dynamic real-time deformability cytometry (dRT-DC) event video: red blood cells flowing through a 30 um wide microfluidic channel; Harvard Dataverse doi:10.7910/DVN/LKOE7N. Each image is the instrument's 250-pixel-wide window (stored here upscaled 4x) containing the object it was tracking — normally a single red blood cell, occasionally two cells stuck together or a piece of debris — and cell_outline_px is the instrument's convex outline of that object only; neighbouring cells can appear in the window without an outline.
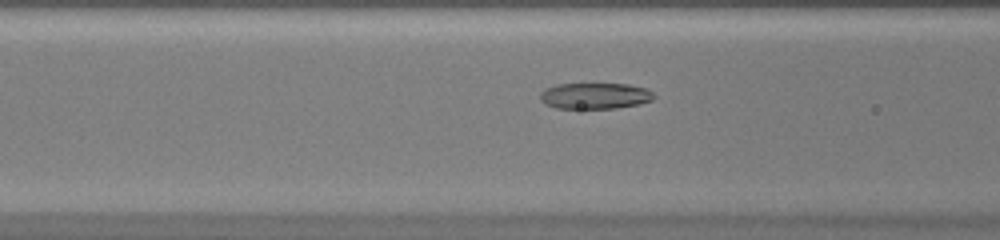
{"species": "common noctule bat (a hibernating species)", "species_latin": "Nyctalus noctula", "temperature_condition": "warm", "stored_images_in_passage": 43, "camera_frame_rate_fps": 3000, "um_per_image_px": 0.085, "animal": {"sex": "female", "body_mass_g": 20.0, "forearm_length_mm": 54.0}, "frame": {"image": 1, "passage_image": 16, "time_ms": 5.0, "image_size_px": [1000, 240], "cell_outline_px": [[656, 96], [652, 100], [640, 104], [616, 108], [556, 108], [544, 104], [540, 100], [540, 92], [544, 88], [556, 84], [628, 84], [644, 88], [652, 92]], "centroid_in_image_um": [50.54, 8.15], "position_along_channel_um": 116.1, "area_um2": 17.4}}
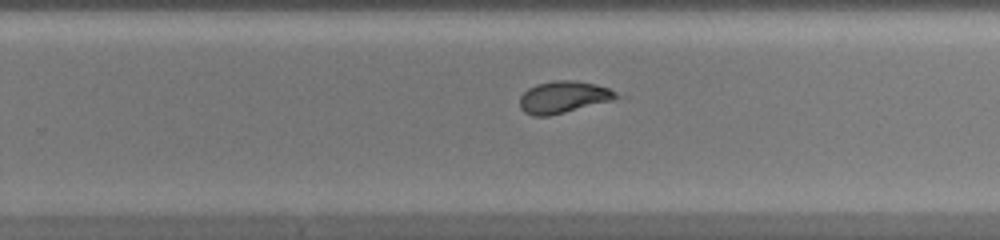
{"frame": {"image": 2, "passage_image": 27, "time_ms": 8.667, "image_size_px": [1000, 240], "cell_outline_px": [[624, 96], [612, 100], [548, 116], [532, 116], [524, 112], [520, 108], [520, 96], [528, 88], [536, 84], [556, 80], [572, 80], [596, 84], [608, 88]], "centroid_in_image_um": [47.89, 8.25], "position_along_channel_um": 281.9, "area_um2": 17.92}}
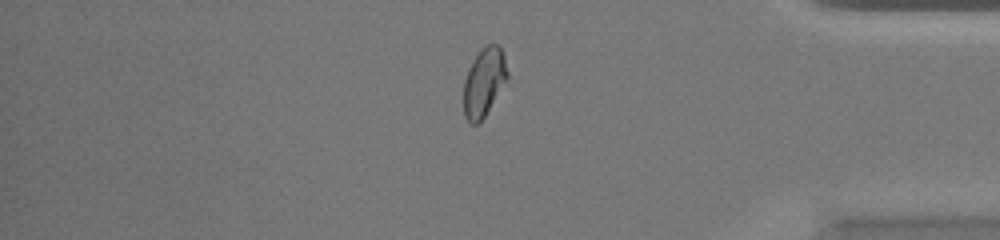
{"frame": {"image": 3, "passage_image": 36, "time_ms": 11.667, "image_size_px": [1000, 240], "cell_outline_px": [[508, 80], [480, 124], [472, 124], [464, 116], [464, 80], [468, 68], [472, 60], [480, 48], [484, 44], [500, 44], [504, 56], [508, 72]], "centroid_in_image_um": [41.15, 6.96], "position_along_channel_um": 394.0, "area_um2": 17.92}}